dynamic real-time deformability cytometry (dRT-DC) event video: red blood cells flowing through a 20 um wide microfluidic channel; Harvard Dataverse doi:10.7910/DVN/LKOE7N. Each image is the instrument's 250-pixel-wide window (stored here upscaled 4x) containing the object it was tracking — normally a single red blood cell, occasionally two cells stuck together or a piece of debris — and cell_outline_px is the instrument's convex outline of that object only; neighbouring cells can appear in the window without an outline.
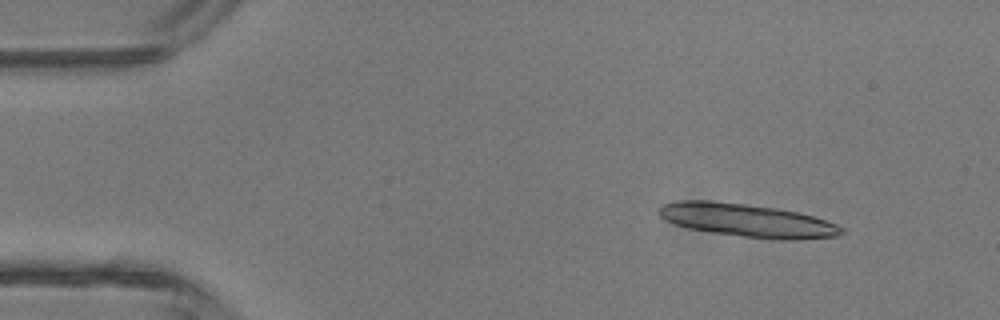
{"species": "common noctule bat (a hibernating species)", "species_latin": "Nyctalus noctula", "temperature_condition": "room temperature", "stored_images_in_passage": 5, "camera_frame_rate_fps": 3000, "um_per_image_px": 0.085, "animal": {"sex": "male", "body_mass_g": 13.3}, "frame": {"image": 1, "passage_image": 2, "time_ms": 1.333, "image_size_px": [1000, 320], "cell_outline_px": [[844, 232], [836, 236], [800, 240], [780, 240], [744, 236], [712, 232], [688, 228], [676, 224], [660, 216], [656, 212], [664, 204], [676, 200], [708, 200], [744, 204], [776, 208], [796, 212], [812, 216], [836, 224], [844, 228]], "centroid_in_image_um": [63.52, 18.73], "position_along_channel_um": 21.5, "area_um2": 34.97}}